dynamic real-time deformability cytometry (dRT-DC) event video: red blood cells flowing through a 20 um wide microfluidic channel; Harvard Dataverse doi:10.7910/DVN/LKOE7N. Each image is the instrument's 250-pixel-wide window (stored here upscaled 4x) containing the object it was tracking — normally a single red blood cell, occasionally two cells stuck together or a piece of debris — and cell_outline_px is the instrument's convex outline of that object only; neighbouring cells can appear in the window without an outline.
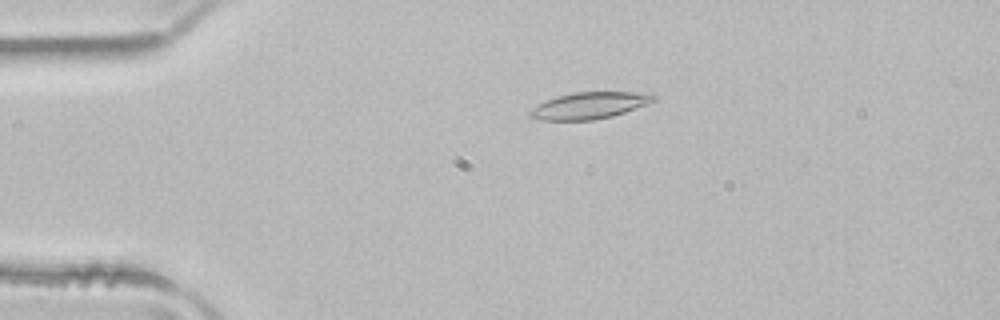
{"species": "common noctule bat (a hibernating species)", "species_latin": "Nyctalus noctula", "temperature_condition": "room temperature", "stored_images_in_passage": 51, "camera_frame_rate_fps": 3000, "um_per_image_px": 0.085, "animal": {"sex": "male", "body_mass_g": 21.5, "forearm_length_mm": 52.0}, "frame": {"image": 1, "passage_image": 11, "time_ms": 3.333, "image_size_px": [1000, 320], "cell_outline_px": [[656, 100], [624, 112], [612, 116], [592, 120], [540, 120], [528, 116], [528, 112], [532, 108], [544, 100], [556, 96], [576, 92], [652, 92], [656, 96]], "centroid_in_image_um": [50.08, 8.96], "position_along_channel_um": 34.9, "area_um2": 19.25}}
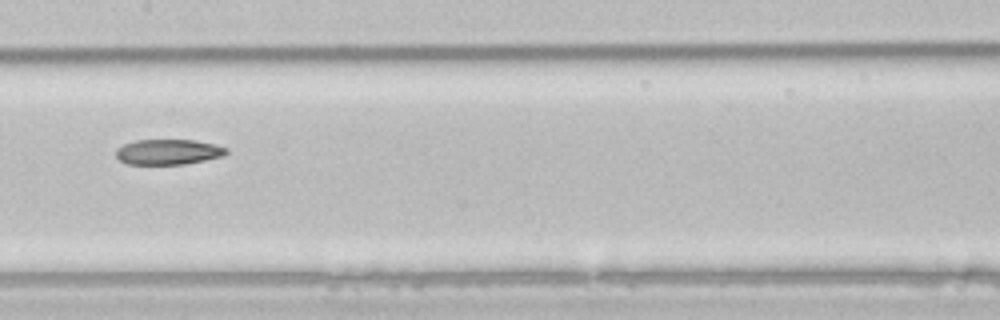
{"frame": {"image": 2, "passage_image": 26, "time_ms": 8.333, "image_size_px": [1000, 320], "cell_outline_px": [[228, 152], [224, 156], [184, 164], [128, 164], [120, 160], [116, 156], [116, 148], [124, 144], [136, 140], [196, 140], [216, 144], [228, 148]], "centroid_in_image_um": [14.33, 12.9], "position_along_channel_um": 193.1, "area_um2": 16.36}}
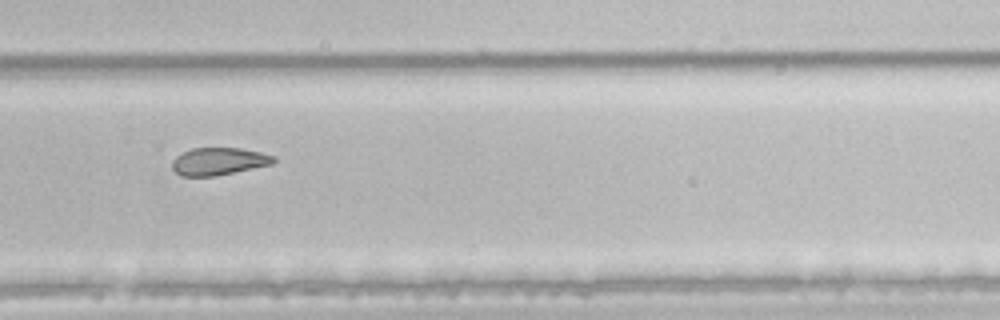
{"frame": {"image": 3, "passage_image": 35, "time_ms": 11.333, "image_size_px": [1000, 320], "cell_outline_px": [[276, 160], [272, 164], [216, 176], [180, 176], [172, 168], [172, 160], [176, 156], [192, 148], [240, 148], [260, 152], [276, 156]], "centroid_in_image_um": [18.59, 13.71], "position_along_channel_um": 311.2, "area_um2": 16.24}, "authors_computed_cell_mechanics": {"area_um2": 19.1318, "velocity_mm_per_s": 3.9657, "shape_relaxation_time_tau1_ms": null, "shape_relaxation_time_tau2_ms": 9.5391, "deformation_change_tau1": null, "deformation_change_tau2": 0.1799}}